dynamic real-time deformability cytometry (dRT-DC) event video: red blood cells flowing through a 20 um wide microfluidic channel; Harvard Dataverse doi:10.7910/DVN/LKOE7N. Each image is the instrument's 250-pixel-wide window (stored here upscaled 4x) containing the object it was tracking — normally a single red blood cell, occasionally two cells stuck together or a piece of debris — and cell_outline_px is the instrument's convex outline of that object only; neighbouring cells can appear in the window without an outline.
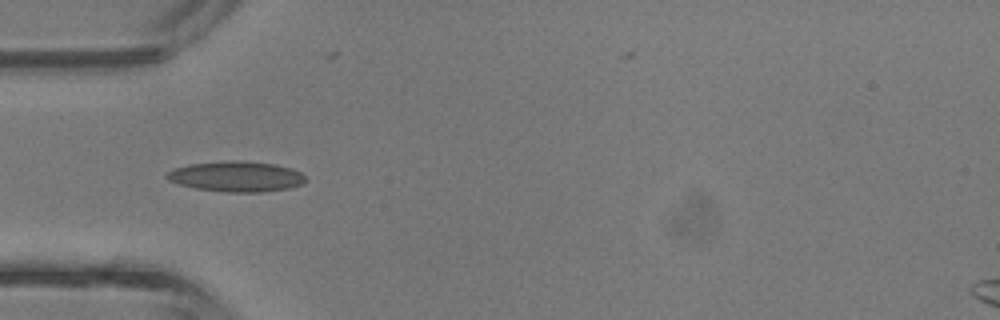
{"species": "common noctule bat (a hibernating species)", "species_latin": "Nyctalus noctula", "temperature_condition": "room temperature", "stored_images_in_passage": 3, "camera_frame_rate_fps": 3000, "um_per_image_px": 0.085, "animal": {"sex": "male", "body_mass_g": 13.3}, "frame": {"image": 1, "passage_image": 3, "time_ms": 0.667, "image_size_px": [1000, 320], "cell_outline_px": [[304, 180], [300, 184], [288, 188], [260, 192], [228, 192], [196, 188], [180, 184], [168, 180], [164, 176], [164, 172], [188, 164], [228, 160], [240, 160], [276, 164], [292, 168], [300, 172], [304, 176]], "centroid_in_image_um": [20.04, 14.98], "position_along_channel_um": 65.0, "area_um2": 24.57}}